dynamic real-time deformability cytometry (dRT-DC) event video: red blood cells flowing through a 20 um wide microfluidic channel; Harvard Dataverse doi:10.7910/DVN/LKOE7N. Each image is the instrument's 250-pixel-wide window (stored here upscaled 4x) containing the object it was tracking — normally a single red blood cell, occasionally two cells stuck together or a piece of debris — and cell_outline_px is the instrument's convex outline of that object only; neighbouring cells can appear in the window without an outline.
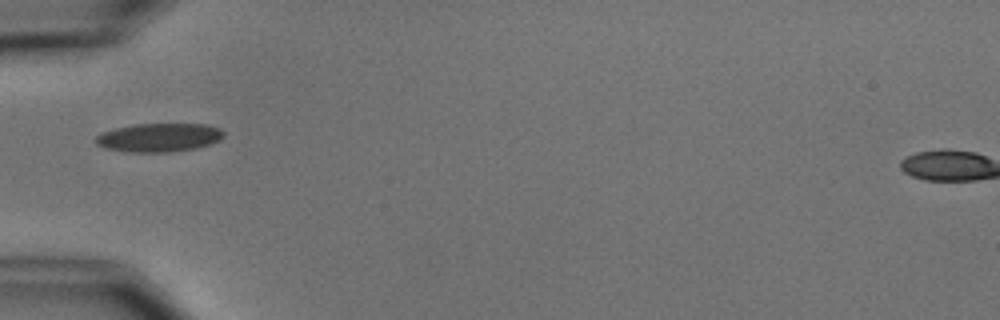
{"species": "common noctule bat (a hibernating species)", "species_latin": "Nyctalus noctula", "temperature_condition": "cold", "stored_images_in_passage": 3, "camera_frame_rate_fps": 3000, "um_per_image_px": 0.085, "animal": {"sex": "male", "body_mass_g": 15.6}, "frame": {"image": 1, "passage_image": 1, "time_ms": 0.0, "image_size_px": [1000, 320], "cell_outline_px": [[224, 136], [220, 140], [196, 148], [168, 152], [132, 152], [104, 148], [96, 144], [96, 136], [100, 132], [116, 128], [136, 124], [208, 124], [220, 128], [224, 132]], "centroid_in_image_um": [13.52, 11.68], "position_along_channel_um": 71.5, "area_um2": 21.33}}
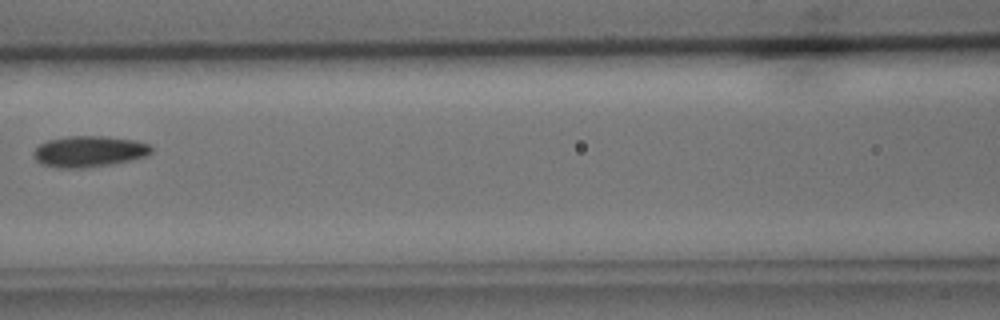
{"frame": {"image": 2, "passage_image": 3, "time_ms": 2.333, "image_size_px": [1000, 320], "cell_outline_px": [[152, 152], [144, 156], [112, 164], [84, 168], [60, 168], [40, 164], [32, 156], [32, 152], [40, 144], [48, 140], [68, 136], [104, 136], [132, 140], [148, 144], [152, 148]], "centroid_in_image_um": [7.51, 12.88], "position_along_channel_um": 159.1, "area_um2": 21.21}}